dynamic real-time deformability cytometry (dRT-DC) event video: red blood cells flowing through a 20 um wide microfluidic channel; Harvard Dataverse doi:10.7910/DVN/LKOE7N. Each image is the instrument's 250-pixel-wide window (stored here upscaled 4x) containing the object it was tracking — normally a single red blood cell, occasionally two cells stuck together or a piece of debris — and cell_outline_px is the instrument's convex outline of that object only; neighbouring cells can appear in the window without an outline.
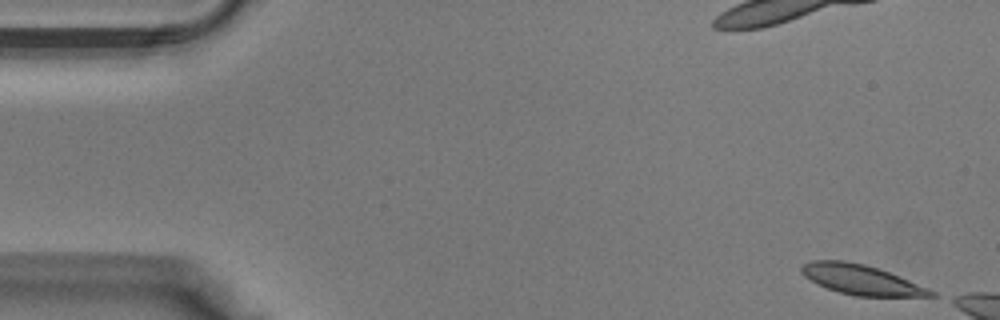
{"species": "Egyptian fruit bat (a non-hibernating species)", "species_latin": "Rousettus aegyptiacus", "temperature_condition": "warm", "stored_images_in_passage": 5, "camera_frame_rate_fps": 3000, "um_per_image_px": 0.085, "animal": {"sex": "male"}, "frame": {"image": 1, "passage_image": 1, "time_ms": 0.0, "image_size_px": [1000, 320], "cell_outline_px": [[936, 296], [856, 296], [840, 292], [816, 284], [804, 276], [800, 272], [800, 268], [804, 264], [812, 260], [844, 260], [864, 264], [900, 276], [928, 288], [936, 292]], "centroid_in_image_um": [73.18, 23.77], "position_along_channel_um": 11.8, "area_um2": 22.37}}